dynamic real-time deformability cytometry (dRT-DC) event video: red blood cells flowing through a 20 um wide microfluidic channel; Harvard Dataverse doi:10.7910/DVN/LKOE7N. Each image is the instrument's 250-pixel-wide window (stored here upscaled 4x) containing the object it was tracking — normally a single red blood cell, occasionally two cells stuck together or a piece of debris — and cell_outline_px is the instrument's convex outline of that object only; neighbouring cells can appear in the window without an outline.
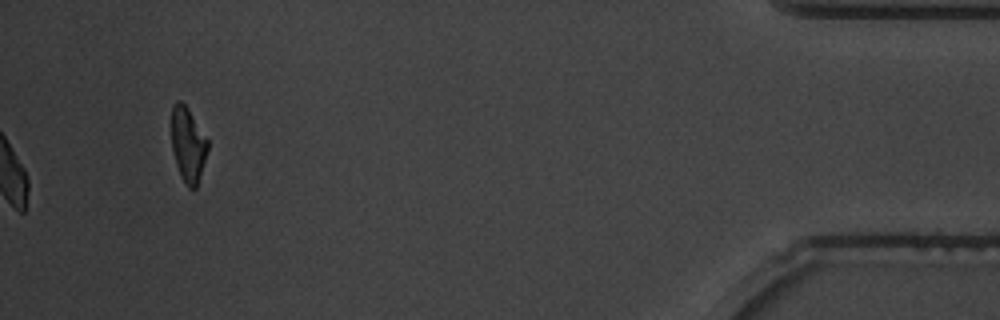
{"species": "common noctule bat (a hibernating species)", "species_latin": "Nyctalus noctula", "temperature_condition": "warm", "stored_images_in_passage": 38, "camera_frame_rate_fps": 3000, "um_per_image_px": 0.085, "animal": {"sex": "male", "body_mass_g": 19.5, "forearm_length_mm": 54.6}, "frame": {"image": 1, "passage_image": 38, "time_ms": 12.333, "image_size_px": [1000, 320], "cell_outline_px": [[208, 148], [196, 188], [188, 188], [180, 176], [176, 164], [172, 148], [172, 104], [176, 100], [180, 100], [188, 108], [208, 140]], "centroid_in_image_um": [15.97, 12.27], "position_along_channel_um": 419.2, "area_um2": 15.61}, "authors_computed_cell_mechanics": {"area_um2": 16.9932, "velocity_mm_per_s": 3.7207, "shape_relaxation_time_tau1_ms": 3.1095, "shape_relaxation_time_tau2_ms": 1.9682, "deformation_change_tau1": 0.1964, "deformation_change_tau2": 0.0852}}